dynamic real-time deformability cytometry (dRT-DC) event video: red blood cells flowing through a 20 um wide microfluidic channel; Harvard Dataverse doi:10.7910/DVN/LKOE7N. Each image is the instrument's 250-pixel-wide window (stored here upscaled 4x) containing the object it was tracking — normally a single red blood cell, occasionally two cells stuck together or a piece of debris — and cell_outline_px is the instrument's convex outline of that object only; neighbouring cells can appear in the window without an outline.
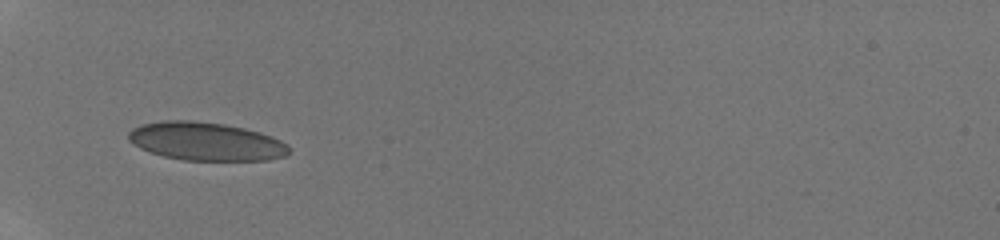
{"species": "human", "species_latin": "Homo sapiens", "temperature_condition": "room temperature", "stored_images_in_passage": 51, "camera_frame_rate_fps": 3000, "um_per_image_px": 0.085, "donor": {"sex": "male"}, "frame": {"image": 1, "passage_image": 1, "time_ms": 0.0, "image_size_px": [1000, 240], "cell_outline_px": [[292, 148], [284, 156], [268, 160], [184, 160], [164, 156], [140, 148], [128, 140], [128, 132], [132, 128], [140, 124], [164, 120], [192, 120], [224, 124], [244, 128], [260, 132], [272, 136], [288, 144]], "centroid_in_image_um": [17.51, 12.01], "position_along_channel_um": 67.5, "area_um2": 35.89}}
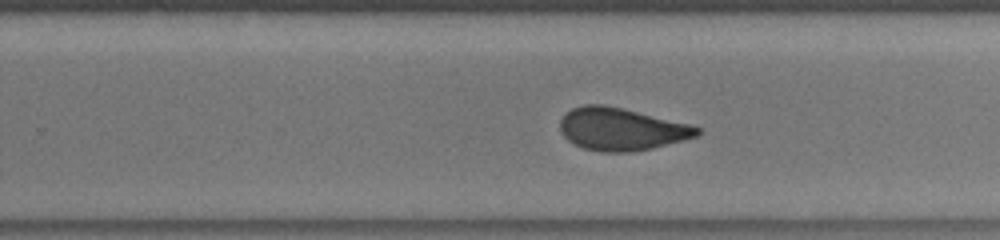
{"frame": {"image": 2, "passage_image": 25, "time_ms": 5.333, "image_size_px": [1000, 240], "cell_outline_px": [[700, 132], [696, 136], [684, 140], [652, 148], [632, 152], [600, 152], [584, 148], [572, 144], [560, 132], [560, 120], [564, 112], [572, 108], [584, 104], [604, 104], [692, 124], [700, 128]], "centroid_in_image_um": [52.78, 10.97], "position_along_channel_um": 277.0, "area_um2": 34.22}}
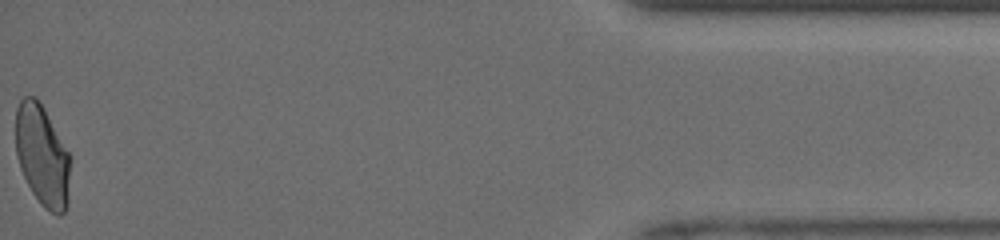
{"frame": {"image": 3, "passage_image": 50, "time_ms": 10.667, "image_size_px": [1000, 240], "cell_outline_px": [[72, 156], [68, 204], [64, 212], [60, 216], [44, 208], [40, 204], [32, 192], [20, 168], [16, 156], [16, 108], [20, 100], [24, 96], [36, 96], [44, 108]], "centroid_in_image_um": [3.63, 13.23], "position_along_channel_um": 431.6, "area_um2": 32.83}, "authors_computed_cell_mechanics": {"area_um2": 34.2176, "velocity_mm_per_s": 4.1486, "shape_relaxation_time_tau1_ms": 10.5213, "shape_relaxation_time_tau2_ms": 0.8268, "deformation_change_tau1": 0.2162, "deformation_change_tau2": 0.0538}}